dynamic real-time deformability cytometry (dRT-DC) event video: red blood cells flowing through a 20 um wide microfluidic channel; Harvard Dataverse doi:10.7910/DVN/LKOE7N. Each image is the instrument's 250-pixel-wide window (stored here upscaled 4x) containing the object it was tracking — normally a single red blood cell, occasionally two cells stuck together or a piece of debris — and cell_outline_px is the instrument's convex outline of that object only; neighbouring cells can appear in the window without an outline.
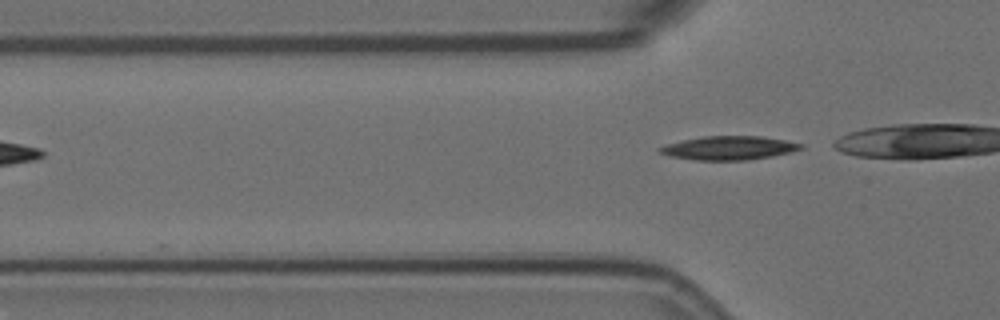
{"species": "Egyptian fruit bat (a non-hibernating species)", "species_latin": "Rousettus aegyptiacus", "temperature_condition": "room temperature", "stored_images_in_passage": 4, "segment_of_instrument_passage": [2, 2], "camera_frame_rate_fps": 3000, "um_per_image_px": 0.085, "animal": {"sex": "female"}, "frame": {"image": 1, "passage_image": 4, "time_ms": 1.0, "image_size_px": [1000, 320], "cell_outline_px": [[804, 148], [792, 152], [772, 156], [748, 160], [696, 160], [668, 156], [660, 152], [656, 148], [664, 144], [704, 136], [760, 136], [784, 140], [804, 144]], "centroid_in_image_um": [61.95, 12.58], "position_along_channel_um": 63.8, "area_um2": 19.59}}